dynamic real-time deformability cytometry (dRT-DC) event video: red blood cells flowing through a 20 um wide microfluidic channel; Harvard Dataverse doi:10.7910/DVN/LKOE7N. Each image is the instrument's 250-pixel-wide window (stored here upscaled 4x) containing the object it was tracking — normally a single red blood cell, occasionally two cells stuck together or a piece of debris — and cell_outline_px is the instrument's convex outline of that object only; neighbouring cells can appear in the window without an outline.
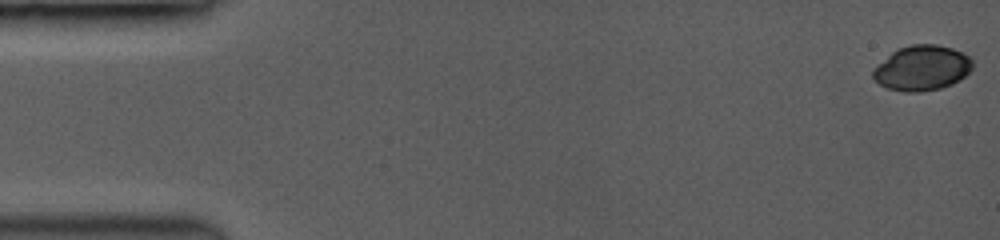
{"species": "common noctule bat (a hibernating species)", "species_latin": "Nyctalus noctula", "temperature_condition": "room temperature", "stored_images_in_passage": 23, "camera_frame_rate_fps": 3500, "um_per_image_px": 0.085, "animal": {"sex": "female", "body_mass_g": 19.0, "forearm_length_mm": 53.3}, "frame": {"image": 1, "passage_image": 1, "time_ms": 0.0, "image_size_px": [1000, 240], "cell_outline_px": [[972, 68], [960, 80], [952, 84], [940, 88], [920, 92], [904, 92], [888, 88], [880, 84], [872, 76], [872, 72], [892, 52], [900, 48], [912, 44], [932, 44], [952, 48], [968, 56], [972, 60]], "centroid_in_image_um": [78.39, 5.79], "position_along_channel_um": 6.6, "area_um2": 25.72}}
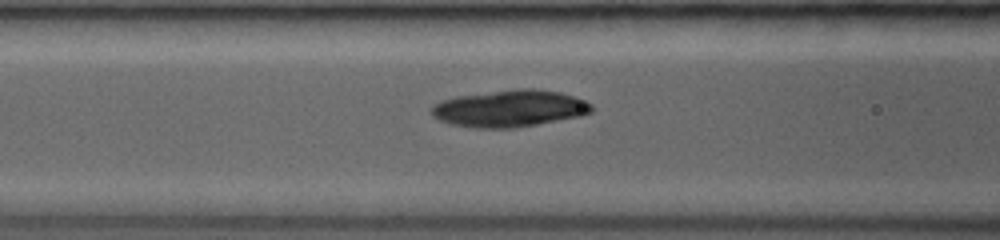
{"frame": {"image": 2, "passage_image": 20, "time_ms": 5.429, "image_size_px": [1000, 240], "cell_outline_px": [[592, 112], [580, 116], [516, 128], [476, 128], [452, 124], [440, 120], [432, 112], [432, 108], [436, 104], [444, 100], [456, 96], [524, 88], [528, 88], [556, 92], [572, 96], [584, 100], [592, 104]], "centroid_in_image_um": [43.36, 9.23], "position_along_channel_um": 123.2, "area_um2": 33.76}}
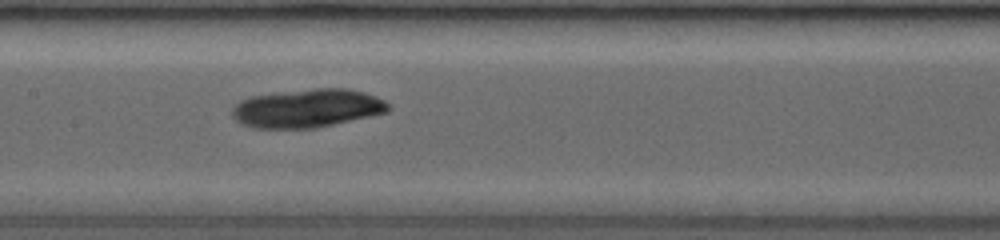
{"frame": {"image": 3, "passage_image": 23, "time_ms": 6.286, "image_size_px": [1000, 240], "cell_outline_px": [[392, 108], [388, 112], [316, 128], [252, 128], [240, 124], [232, 116], [232, 112], [236, 104], [252, 96], [316, 88], [344, 88], [376, 96], [384, 100]], "centroid_in_image_um": [26.14, 9.22], "position_along_channel_um": 181.3, "area_um2": 34.68}}